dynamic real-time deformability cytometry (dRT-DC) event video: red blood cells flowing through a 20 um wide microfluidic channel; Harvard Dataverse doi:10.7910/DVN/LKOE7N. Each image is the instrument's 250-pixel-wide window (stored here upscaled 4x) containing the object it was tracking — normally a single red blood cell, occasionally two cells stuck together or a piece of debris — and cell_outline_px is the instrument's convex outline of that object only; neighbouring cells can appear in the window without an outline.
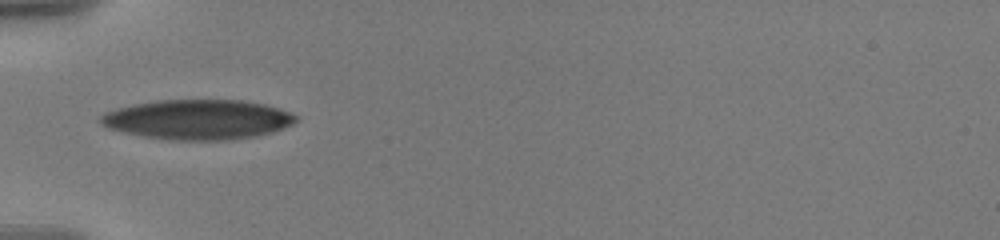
{"species": "human", "species_latin": "Homo sapiens", "temperature_condition": "warm", "stored_images_in_passage": 21, "camera_frame_rate_fps": 3000, "um_per_image_px": 0.085, "donor": {"sex": "male"}, "frame": {"image": 1, "passage_image": 1, "time_ms": 0.0, "image_size_px": [1000, 240], "cell_outline_px": [[300, 116], [292, 124], [284, 128], [272, 132], [256, 136], [228, 140], [168, 140], [144, 136], [124, 132], [108, 128], [100, 124], [100, 116], [104, 112], [116, 108], [156, 100], [240, 100], [264, 104], [280, 108], [292, 112]], "centroid_in_image_um": [16.84, 10.16], "position_along_channel_um": 68.2, "area_um2": 45.55}}
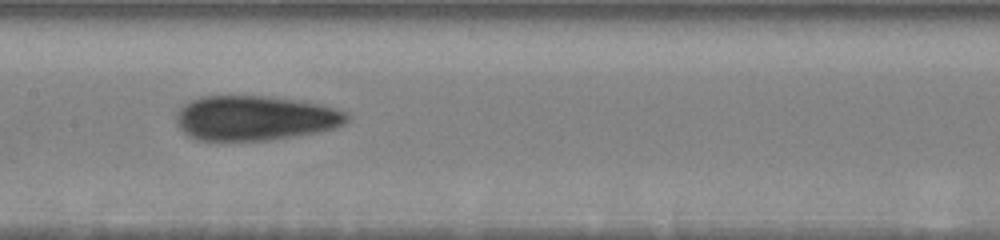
{"frame": {"image": 2, "passage_image": 13, "time_ms": 3.333, "image_size_px": [1000, 240], "cell_outline_px": [[348, 120], [344, 124], [336, 128], [316, 132], [268, 140], [200, 140], [188, 136], [176, 124], [176, 116], [180, 108], [188, 100], [200, 96], [268, 96], [304, 100], [324, 104], [348, 112]], "centroid_in_image_um": [21.7, 10.01], "position_along_channel_um": 185.7, "area_um2": 44.91}}
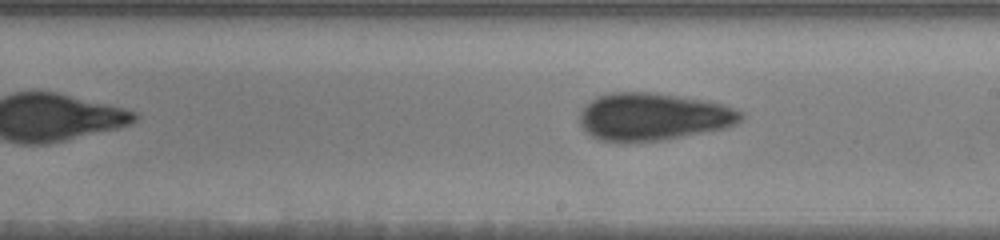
{"frame": {"image": 3, "passage_image": 18, "time_ms": 4.667, "image_size_px": [1000, 240], "cell_outline_px": [[744, 120], [728, 128], [660, 140], [600, 140], [592, 136], [580, 124], [580, 112], [584, 104], [596, 96], [612, 92], [652, 92], [708, 100], [724, 104], [744, 112]], "centroid_in_image_um": [55.57, 9.88], "position_along_channel_um": 233.4, "area_um2": 44.62}}